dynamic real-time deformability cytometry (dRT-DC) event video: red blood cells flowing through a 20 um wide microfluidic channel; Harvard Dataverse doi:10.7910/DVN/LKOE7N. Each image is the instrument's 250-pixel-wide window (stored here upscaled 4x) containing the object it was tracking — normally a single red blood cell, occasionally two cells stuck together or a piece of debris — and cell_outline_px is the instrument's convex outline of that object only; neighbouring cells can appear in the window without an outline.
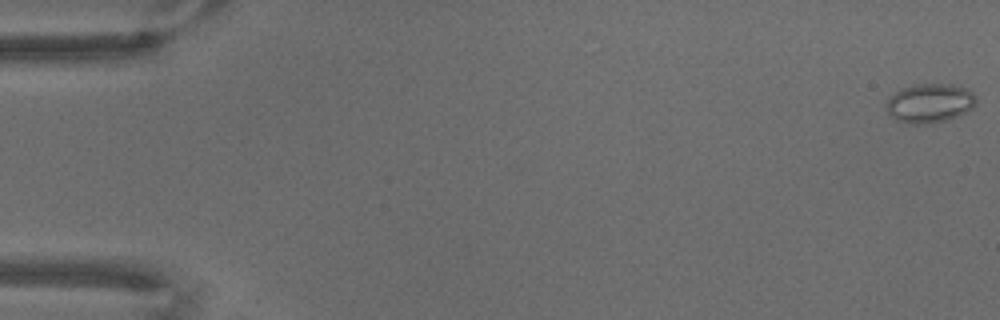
{"species": "common noctule bat (a hibernating species)", "species_latin": "Nyctalus noctula", "temperature_condition": "warm", "stored_images_in_passage": 72, "camera_frame_rate_fps": 3000, "um_per_image_px": 0.085, "animal": {"sex": "male", "body_mass_g": 18.8}, "frame": {"image": 1, "passage_image": 1, "time_ms": 0.0, "image_size_px": [1000, 320], "cell_outline_px": [[976, 104], [972, 108], [948, 120], [928, 124], [908, 124], [896, 120], [888, 112], [884, 104], [888, 96], [900, 88], [916, 84], [952, 84], [964, 88], [972, 92], [976, 96]], "centroid_in_image_um": [78.97, 8.77], "position_along_channel_um": 6.0, "area_um2": 20.75}}
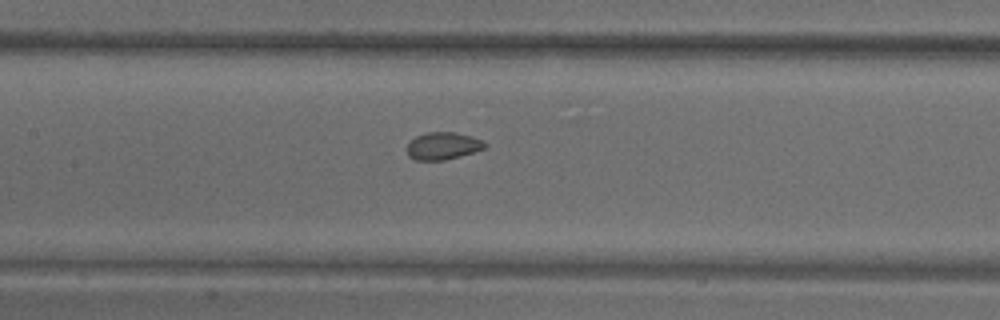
{"frame": {"image": 2, "passage_image": 35, "time_ms": 11.333, "image_size_px": [1000, 320], "cell_outline_px": [[488, 144], [484, 148], [460, 156], [444, 160], [416, 160], [408, 156], [408, 144], [416, 136], [424, 132], [456, 132], [472, 136], [484, 140]], "centroid_in_image_um": [37.67, 12.39], "position_along_channel_um": 169.7, "area_um2": 12.43}}
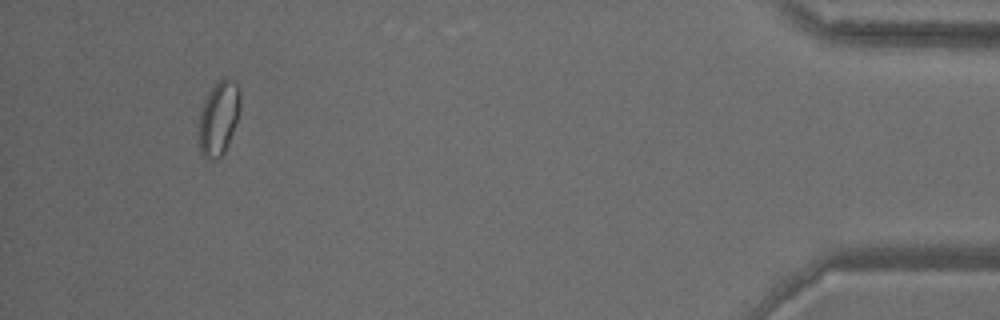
{"frame": {"image": 3, "passage_image": 68, "time_ms": 22.333, "image_size_px": [1000, 320], "cell_outline_px": [[240, 108], [236, 124], [228, 144], [224, 152], [216, 160], [212, 160], [204, 156], [200, 152], [200, 112], [204, 100], [208, 92], [220, 80], [232, 80], [240, 88]], "centroid_in_image_um": [18.61, 10.05], "position_along_channel_um": 416.6, "area_um2": 17.51}}